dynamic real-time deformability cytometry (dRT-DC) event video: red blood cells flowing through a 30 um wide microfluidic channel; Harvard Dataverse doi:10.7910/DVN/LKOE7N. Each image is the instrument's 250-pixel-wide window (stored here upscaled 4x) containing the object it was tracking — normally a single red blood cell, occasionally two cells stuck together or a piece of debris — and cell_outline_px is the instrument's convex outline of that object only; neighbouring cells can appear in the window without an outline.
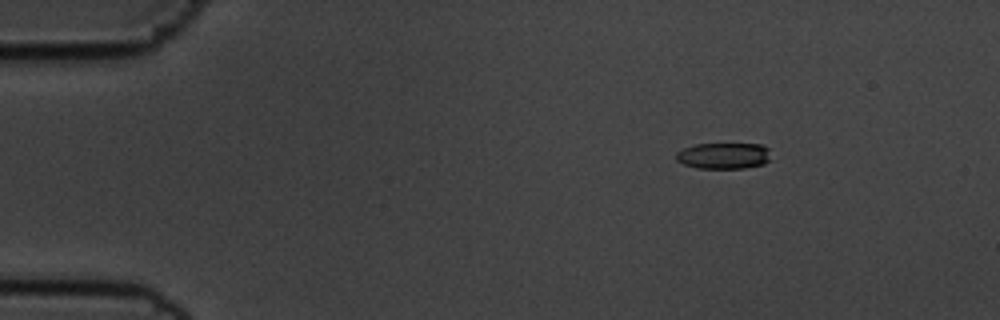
{"species": "common noctule bat (a hibernating species)", "species_latin": "Nyctalus noctula", "temperature_condition": "cold", "stored_images_in_passage": 49, "camera_frame_rate_fps": 3000, "um_per_image_px": 0.085, "animal": {"sex": "male", "body_mass_g": 19.5, "forearm_length_mm": 54.6}, "frame": {"image": 1, "passage_image": 1, "time_ms": 0.0, "image_size_px": [1000, 320], "cell_outline_px": [[772, 160], [764, 164], [744, 168], [696, 168], [684, 164], [676, 160], [676, 152], [684, 148], [696, 144], [760, 144], [768, 148]], "centroid_in_image_um": [61.54, 13.24], "position_along_channel_um": 23.5, "area_um2": 14.57}}
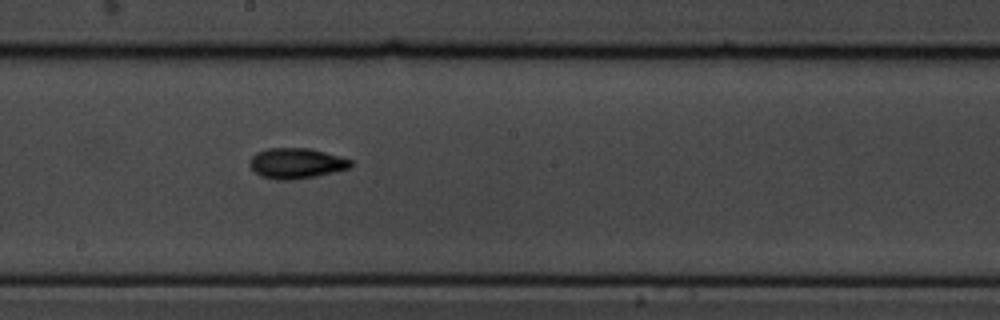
{"frame": {"image": 2, "passage_image": 24, "time_ms": 7.667, "image_size_px": [1000, 320], "cell_outline_px": [[352, 164], [348, 168], [316, 176], [292, 180], [276, 180], [260, 176], [248, 164], [248, 160], [256, 152], [268, 148], [308, 148], [340, 156], [352, 160]], "centroid_in_image_um": [25.14, 13.88], "position_along_channel_um": 223.1, "area_um2": 17.92}}
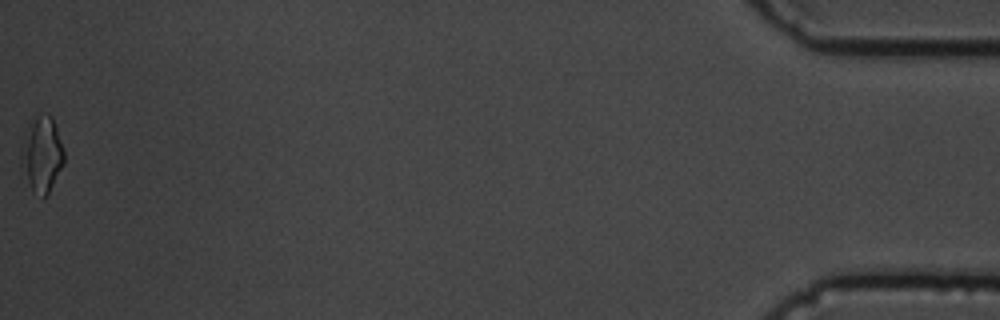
{"frame": {"image": 3, "passage_image": 49, "time_ms": 16.0, "image_size_px": [1000, 320], "cell_outline_px": [[64, 164], [48, 192], [44, 196], [32, 192], [20, 168], [20, 148], [24, 132], [28, 120], [40, 112], [52, 116], [64, 148]], "centroid_in_image_um": [3.51, 13.04], "position_along_channel_um": 431.7, "area_um2": 19.54}, "authors_computed_cell_mechanics": {"area_um2": 16.473, "velocity_mm_per_s": 3.627, "shape_relaxation_time_tau1_ms": 4.6276, "shape_relaxation_time_tau2_ms": 6.6111, "deformation_change_tau1": 0.147, "deformation_change_tau2": 0.1092}}